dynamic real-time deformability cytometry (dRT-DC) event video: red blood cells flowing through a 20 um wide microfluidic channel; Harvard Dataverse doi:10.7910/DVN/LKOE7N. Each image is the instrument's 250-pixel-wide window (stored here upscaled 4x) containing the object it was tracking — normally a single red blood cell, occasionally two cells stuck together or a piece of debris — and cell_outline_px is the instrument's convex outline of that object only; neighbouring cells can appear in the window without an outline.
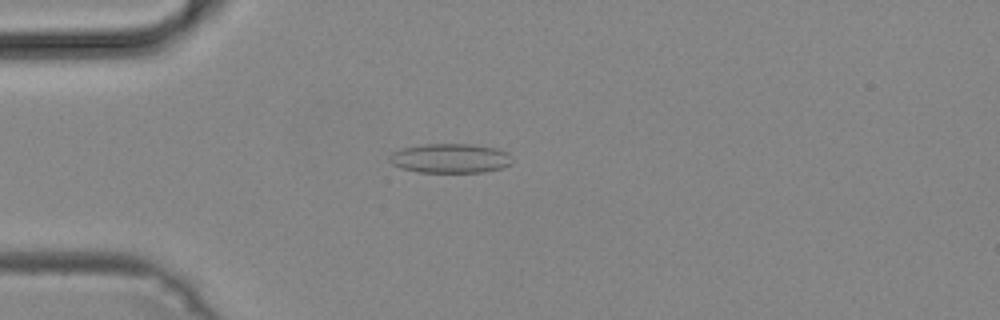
{"species": "common noctule bat (a hibernating species)", "species_latin": "Nyctalus noctula", "temperature_condition": "cold", "stored_images_in_passage": 49, "camera_frame_rate_fps": 3000, "um_per_image_px": 0.085, "animal": {"sex": "male", "body_mass_g": 19.2, "forearm_length_mm": 51.8}, "frame": {"image": 1, "passage_image": 13, "time_ms": 4.0, "image_size_px": [1000, 320], "cell_outline_px": [[512, 164], [504, 168], [484, 172], [416, 172], [400, 168], [392, 164], [388, 160], [388, 156], [392, 152], [400, 148], [424, 144], [472, 144], [496, 148], [508, 152]], "centroid_in_image_um": [38.24, 13.46], "position_along_channel_um": 46.8, "area_um2": 21.33}}
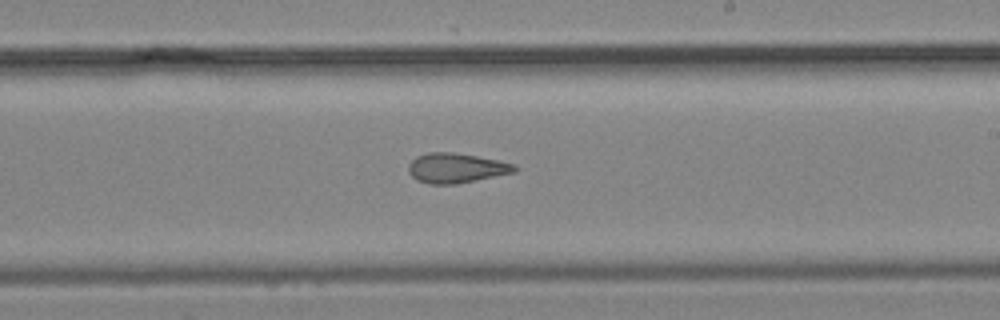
{"frame": {"image": 2, "passage_image": 29, "time_ms": 9.333, "image_size_px": [1000, 320], "cell_outline_px": [[520, 168], [516, 172], [456, 184], [428, 184], [416, 180], [408, 172], [408, 164], [416, 156], [428, 152], [452, 152], [500, 160], [516, 164]], "centroid_in_image_um": [38.79, 14.28], "position_along_channel_um": 250.2, "area_um2": 18.67}}
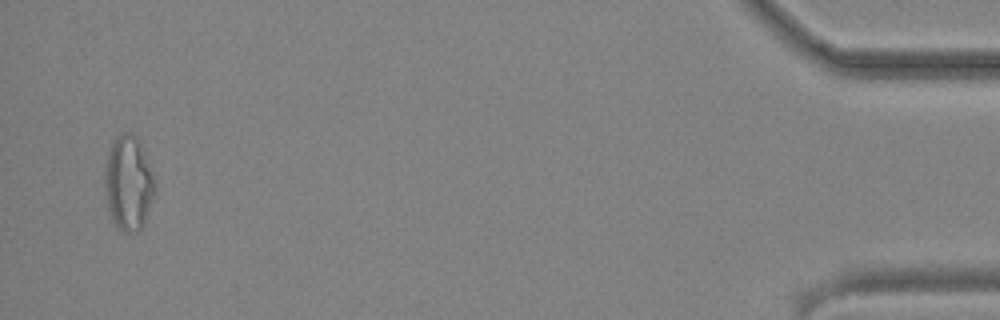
{"frame": {"image": 3, "passage_image": 48, "time_ms": 15.667, "image_size_px": [1000, 320], "cell_outline_px": [[156, 192], [144, 224], [136, 232], [124, 232], [116, 228], [112, 220], [108, 208], [104, 188], [104, 172], [108, 152], [116, 136], [124, 132], [128, 132], [136, 136], [144, 152], [156, 180]], "centroid_in_image_um": [10.92, 15.59], "position_along_channel_um": 424.3, "area_um2": 27.98}}